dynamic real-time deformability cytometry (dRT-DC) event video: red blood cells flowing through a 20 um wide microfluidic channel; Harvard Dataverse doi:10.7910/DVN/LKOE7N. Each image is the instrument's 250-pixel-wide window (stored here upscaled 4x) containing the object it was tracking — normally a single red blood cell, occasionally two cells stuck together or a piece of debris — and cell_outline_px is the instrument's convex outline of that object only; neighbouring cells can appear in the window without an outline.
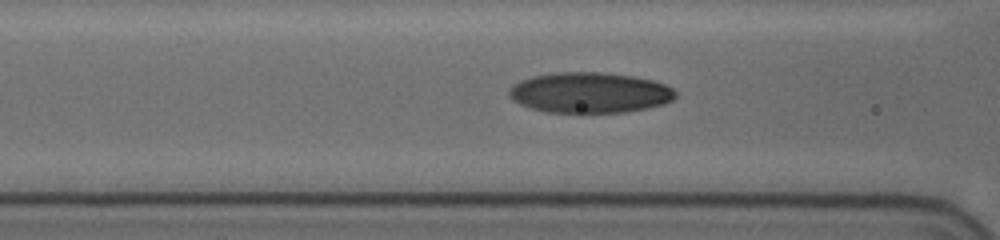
{"species": "human", "species_latin": "Homo sapiens", "temperature_condition": "cold", "stored_images_in_passage": 28, "camera_frame_rate_fps": 3000, "um_per_image_px": 0.085, "donor": {"sex": "female"}, "frame": {"image": 1, "passage_image": 6, "time_ms": 1.667, "image_size_px": [1000, 240], "cell_outline_px": [[676, 96], [672, 100], [664, 104], [648, 108], [624, 112], [548, 112], [532, 108], [520, 104], [512, 100], [508, 96], [508, 88], [512, 84], [520, 80], [532, 76], [552, 72], [604, 72], [632, 76], [652, 80], [664, 84], [672, 88], [676, 92]], "centroid_in_image_um": [50.09, 7.86], "position_along_channel_um": 116.5, "area_um2": 39.54}}
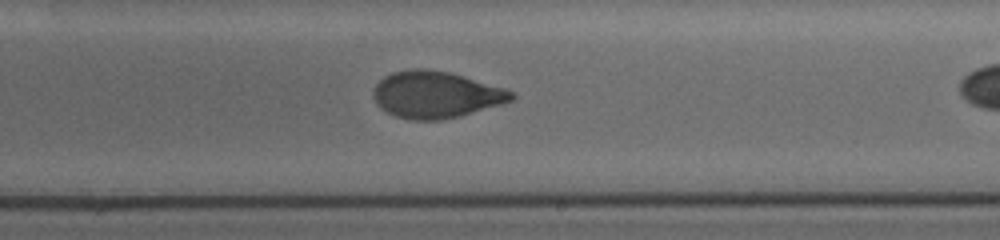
{"frame": {"image": 2, "passage_image": 17, "time_ms": 5.333, "image_size_px": [1000, 240], "cell_outline_px": [[516, 96], [512, 100], [500, 104], [460, 116], [440, 120], [412, 120], [396, 116], [380, 108], [376, 104], [372, 96], [372, 92], [376, 84], [384, 76], [392, 72], [408, 68], [424, 68], [448, 72], [464, 76], [504, 88], [516, 92]], "centroid_in_image_um": [37.02, 8.04], "position_along_channel_um": 252.0, "area_um2": 37.74}}
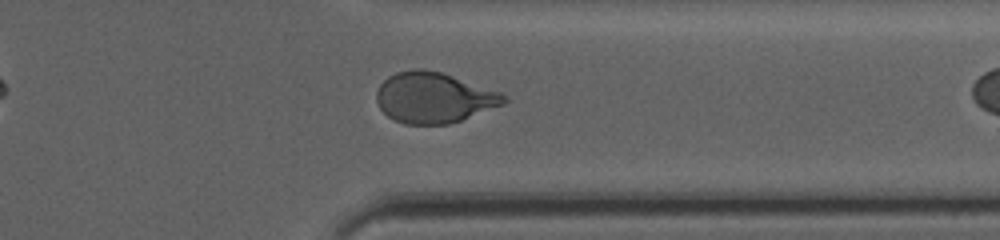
{"frame": {"image": 3, "passage_image": 27, "time_ms": 8.667, "image_size_px": [1000, 240], "cell_outline_px": [[508, 100], [504, 104], [460, 120], [448, 124], [404, 124], [388, 116], [380, 108], [376, 100], [376, 92], [380, 84], [388, 76], [396, 72], [412, 68], [420, 68], [440, 72], [500, 92], [508, 96]], "centroid_in_image_um": [36.86, 8.29], "position_along_channel_um": 374.5, "area_um2": 37.34}}